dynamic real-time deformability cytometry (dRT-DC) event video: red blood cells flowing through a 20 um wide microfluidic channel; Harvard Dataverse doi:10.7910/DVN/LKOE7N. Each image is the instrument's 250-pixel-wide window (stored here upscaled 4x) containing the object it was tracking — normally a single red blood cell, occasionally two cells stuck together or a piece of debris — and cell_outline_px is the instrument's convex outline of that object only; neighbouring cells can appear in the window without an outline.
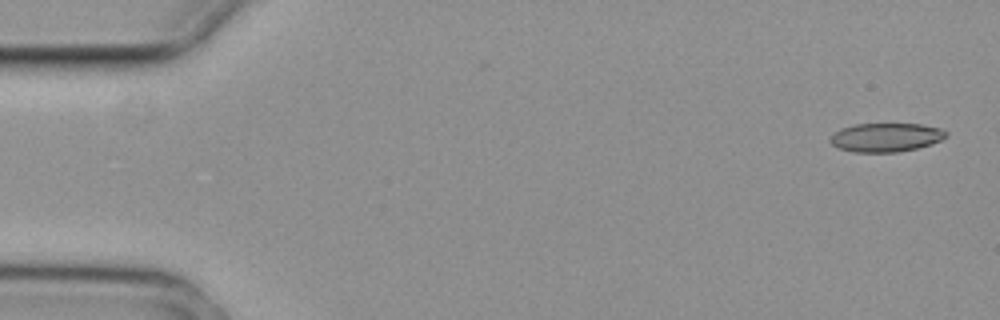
{"species": "common noctule bat (a hibernating species)", "species_latin": "Nyctalus noctula", "temperature_condition": "cold", "stored_images_in_passage": 2, "camera_frame_rate_fps": 3000, "um_per_image_px": 0.085, "animal": {"sex": "female", "body_mass_g": 29.2, "forearm_length_mm": 56.3}, "frame": {"image": 1, "passage_image": 2, "time_ms": 0.333, "image_size_px": [1000, 320], "cell_outline_px": [[948, 136], [932, 144], [900, 152], [856, 152], [840, 148], [832, 144], [828, 140], [840, 128], [856, 124], [920, 124], [940, 128], [948, 132]], "centroid_in_image_um": [75.33, 11.67], "position_along_channel_um": 9.7, "area_um2": 19.36}}